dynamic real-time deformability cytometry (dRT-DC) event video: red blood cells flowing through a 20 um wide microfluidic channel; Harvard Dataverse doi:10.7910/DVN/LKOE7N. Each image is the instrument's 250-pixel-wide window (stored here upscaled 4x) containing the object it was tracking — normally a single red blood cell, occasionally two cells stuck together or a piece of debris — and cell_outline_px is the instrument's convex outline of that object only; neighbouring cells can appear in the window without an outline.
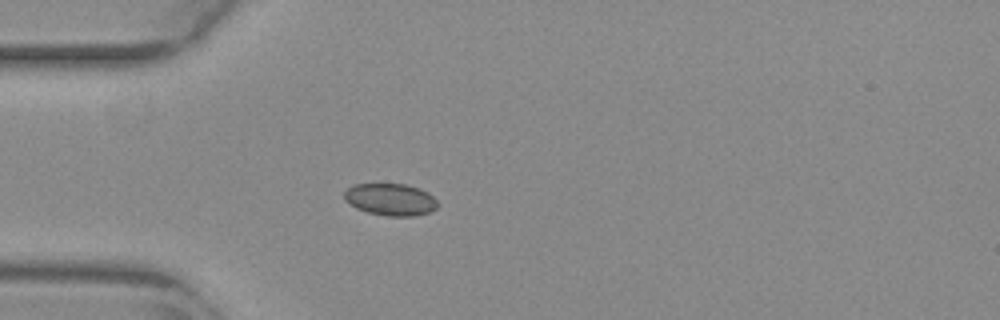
{"species": "common noctule bat (a hibernating species)", "species_latin": "Nyctalus noctula", "temperature_condition": "warm", "stored_images_in_passage": 39, "camera_frame_rate_fps": 3000, "um_per_image_px": 0.085, "animal": {"sex": "female", "body_mass_g": 29.2, "forearm_length_mm": 56.3}, "frame": {"image": 1, "passage_image": 1, "time_ms": 0.0, "image_size_px": [1000, 320], "cell_outline_px": [[436, 208], [432, 212], [416, 216], [388, 216], [368, 212], [356, 208], [344, 200], [344, 192], [352, 184], [404, 184], [420, 188], [428, 192], [436, 200]], "centroid_in_image_um": [33.19, 16.96], "position_along_channel_um": 51.8, "area_um2": 17.51}}
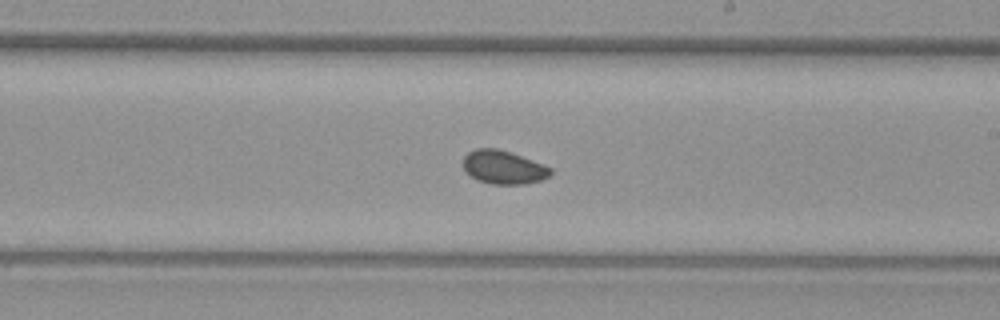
{"frame": {"image": 2, "passage_image": 17, "time_ms": 5.333, "image_size_px": [1000, 320], "cell_outline_px": [[552, 172], [548, 176], [540, 180], [524, 184], [492, 184], [476, 180], [464, 172], [464, 156], [468, 152], [476, 148], [496, 148], [512, 152], [552, 168]], "centroid_in_image_um": [42.76, 14.21], "position_along_channel_um": 246.2, "area_um2": 17.11}}
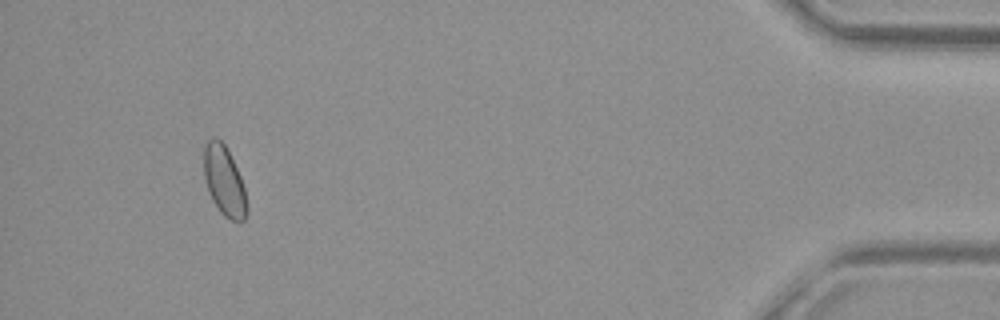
{"frame": {"image": 3, "passage_image": 36, "time_ms": 11.667, "image_size_px": [1000, 320], "cell_outline_px": [[248, 212], [244, 220], [240, 224], [224, 216], [220, 212], [212, 200], [204, 176], [204, 148], [208, 140], [212, 136], [216, 136], [224, 144], [240, 176], [244, 188], [248, 208]], "centroid_in_image_um": [19.07, 15.42], "position_along_channel_um": 416.1, "area_um2": 17.4}}